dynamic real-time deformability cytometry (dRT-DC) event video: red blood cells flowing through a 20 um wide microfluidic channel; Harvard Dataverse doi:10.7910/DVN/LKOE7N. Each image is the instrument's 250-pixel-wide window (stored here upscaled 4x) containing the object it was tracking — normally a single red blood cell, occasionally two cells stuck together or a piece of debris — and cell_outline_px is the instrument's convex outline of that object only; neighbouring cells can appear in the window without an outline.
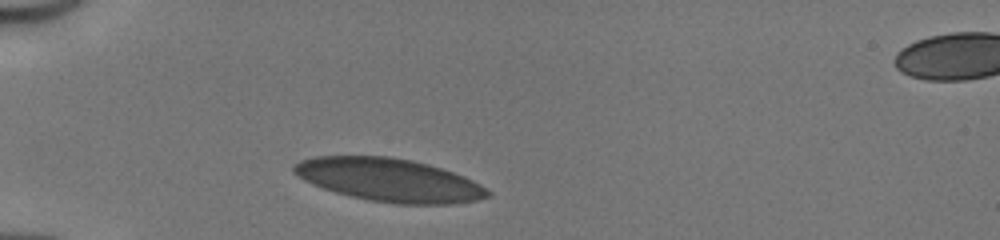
{"species": "human", "species_latin": "Homo sapiens", "temperature_condition": "cold", "stored_images_in_passage": 4, "camera_frame_rate_fps": 3000, "um_per_image_px": 0.085, "donor": {"sex": "male"}, "frame": {"image": 1, "passage_image": 1, "time_ms": 0.0, "image_size_px": [1000, 240], "cell_outline_px": [[492, 192], [488, 196], [476, 200], [456, 204], [396, 204], [372, 200], [352, 196], [336, 192], [312, 184], [304, 180], [292, 172], [292, 164], [300, 160], [316, 156], [392, 156], [412, 160], [428, 164], [464, 176], [480, 184]], "centroid_in_image_um": [33.07, 15.29], "position_along_channel_um": 51.9, "area_um2": 48.67}}
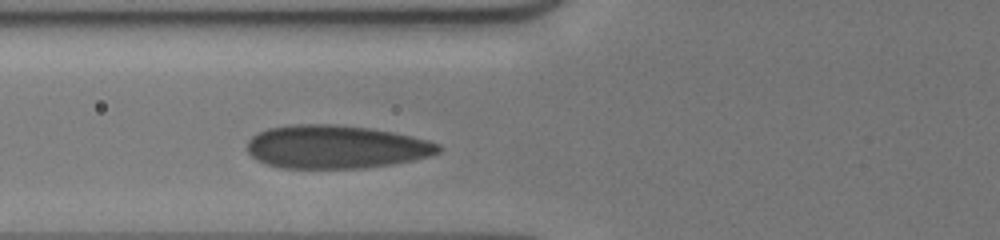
{"frame": {"image": 2, "passage_image": 4, "time_ms": 1.0, "image_size_px": [1000, 240], "cell_outline_px": [[444, 148], [440, 152], [428, 156], [412, 160], [392, 164], [360, 168], [284, 168], [268, 164], [256, 160], [248, 152], [248, 140], [256, 132], [268, 128], [288, 124], [336, 124], [368, 128], [392, 132], [412, 136], [428, 140], [440, 144]], "centroid_in_image_um": [28.54, 12.47], "position_along_channel_um": 97.3, "area_um2": 48.38}}